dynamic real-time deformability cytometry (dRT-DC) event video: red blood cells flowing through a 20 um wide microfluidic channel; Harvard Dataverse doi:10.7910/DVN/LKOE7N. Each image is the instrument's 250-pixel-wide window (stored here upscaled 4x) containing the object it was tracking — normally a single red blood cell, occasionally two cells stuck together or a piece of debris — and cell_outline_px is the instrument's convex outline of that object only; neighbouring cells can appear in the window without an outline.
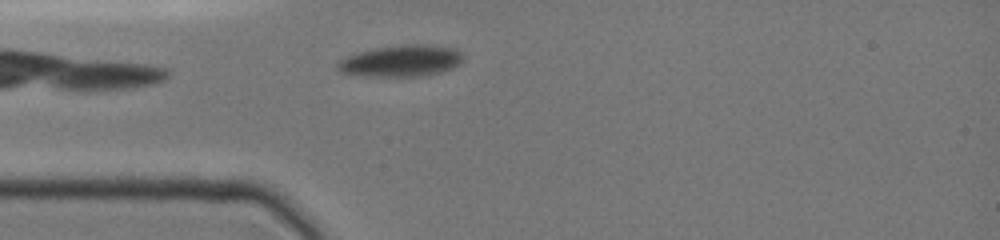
{"species": "common noctule bat (a hibernating species)", "species_latin": "Nyctalus noctula", "temperature_condition": "cold", "stored_images_in_passage": 60, "camera_frame_rate_fps": 3000, "um_per_image_px": 0.085, "animal": {"sex": "female", "body_mass_g": 19.0, "forearm_length_mm": 51.5}, "frame": {"image": 1, "passage_image": 1, "time_ms": 0.0, "image_size_px": [1000, 240], "cell_outline_px": [[464, 60], [460, 64], [452, 68], [440, 72], [424, 76], [360, 76], [340, 72], [336, 68], [336, 64], [340, 60], [356, 52], [376, 48], [404, 44], [428, 44], [456, 48], [464, 56]], "centroid_in_image_um": [34.11, 5.17], "position_along_channel_um": 50.9, "area_um2": 23.35}}
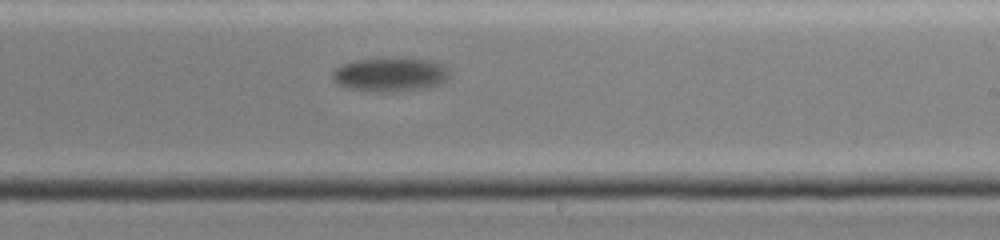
{"frame": {"image": 2, "passage_image": 34, "time_ms": 6.0, "image_size_px": [1000, 240], "cell_outline_px": [[448, 80], [440, 84], [428, 88], [392, 92], [376, 92], [348, 88], [336, 84], [332, 80], [332, 72], [336, 68], [344, 64], [356, 60], [428, 60], [444, 64], [448, 68]], "centroid_in_image_um": [33.17, 6.38], "position_along_channel_um": 255.8, "area_um2": 22.77}}
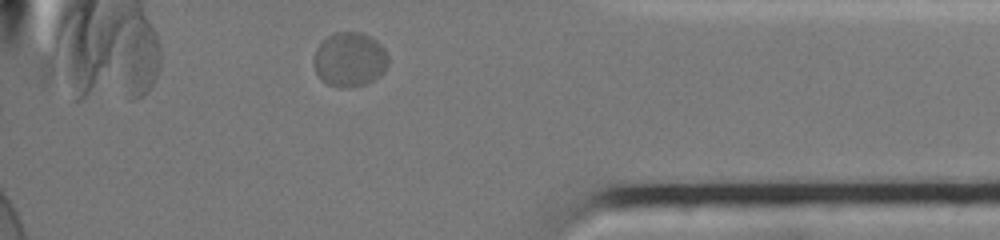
{"frame": {"image": 3, "passage_image": 60, "time_ms": 10.667, "image_size_px": [1000, 240], "cell_outline_px": [[388, 64], [384, 72], [372, 80], [364, 84], [344, 88], [328, 84], [316, 72], [316, 48], [328, 36], [336, 32], [360, 32], [376, 40], [384, 48], [388, 56]], "centroid_in_image_um": [29.77, 5.04], "position_along_channel_um": 405.4, "area_um2": 23.06}, "authors_computed_cell_mechanics": {"area_um2": 23.7847, "velocity_mm_per_s": 3.5108, "shape_relaxation_time_tau1_ms": 4.4689, "shape_relaxation_time_tau2_ms": null, "deformation_change_tau1": 0.0811, "deformation_change_tau2": null}}